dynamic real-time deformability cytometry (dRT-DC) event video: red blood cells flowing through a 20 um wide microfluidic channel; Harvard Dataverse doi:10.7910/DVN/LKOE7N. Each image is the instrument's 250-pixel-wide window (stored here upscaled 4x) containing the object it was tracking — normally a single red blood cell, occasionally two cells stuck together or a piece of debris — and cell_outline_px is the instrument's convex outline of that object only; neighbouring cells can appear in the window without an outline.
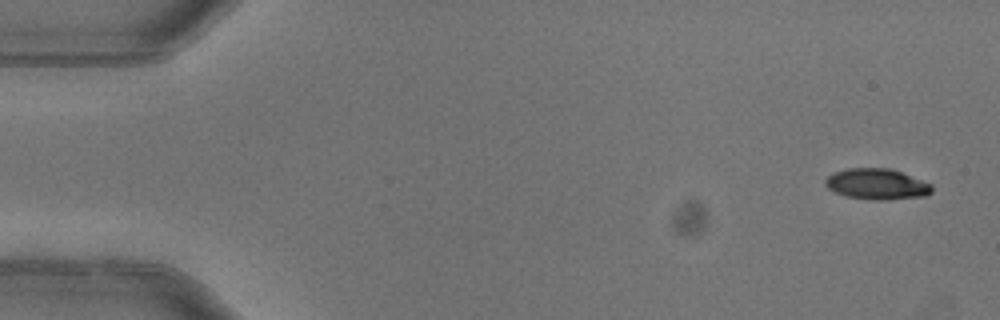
{"species": "common noctule bat (a hibernating species)", "species_latin": "Nyctalus noctula", "temperature_condition": "warm", "stored_images_in_passage": 5, "camera_frame_rate_fps": 3000, "um_per_image_px": 0.085, "animal": {"sex": "female"}, "frame": {"image": 1, "passage_image": 1, "time_ms": 0.0, "image_size_px": [1000, 320], "cell_outline_px": [[932, 192], [924, 196], [884, 200], [872, 200], [848, 196], [832, 192], [824, 184], [824, 180], [828, 176], [836, 172], [848, 168], [888, 168], [900, 172], [932, 184]], "centroid_in_image_um": [74.51, 15.65], "position_along_channel_um": 10.5, "area_um2": 19.02}}